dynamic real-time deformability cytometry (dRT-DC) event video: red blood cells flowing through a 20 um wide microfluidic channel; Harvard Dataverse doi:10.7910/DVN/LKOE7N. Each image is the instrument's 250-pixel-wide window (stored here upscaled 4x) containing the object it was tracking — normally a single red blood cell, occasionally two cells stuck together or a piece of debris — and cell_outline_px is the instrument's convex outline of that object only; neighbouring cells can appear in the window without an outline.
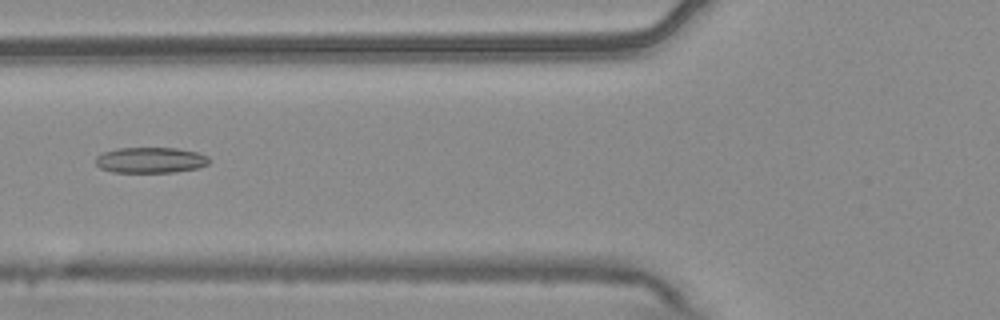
{"species": "common noctule bat (a hibernating species)", "species_latin": "Nyctalus noctula", "temperature_condition": "warm", "stored_images_in_passage": 7, "camera_frame_rate_fps": 3000, "um_per_image_px": 0.085, "animal": {"sex": "male", "body_mass_g": 20.4}, "frame": {"image": 1, "passage_image": 7, "time_ms": 2.0, "image_size_px": [1000, 320], "cell_outline_px": [[212, 160], [208, 164], [200, 168], [176, 172], [112, 172], [100, 168], [96, 164], [96, 156], [104, 152], [116, 148], [176, 148], [196, 152], [208, 156]], "centroid_in_image_um": [12.83, 13.61], "position_along_channel_um": 113.0, "area_um2": 17.17}}